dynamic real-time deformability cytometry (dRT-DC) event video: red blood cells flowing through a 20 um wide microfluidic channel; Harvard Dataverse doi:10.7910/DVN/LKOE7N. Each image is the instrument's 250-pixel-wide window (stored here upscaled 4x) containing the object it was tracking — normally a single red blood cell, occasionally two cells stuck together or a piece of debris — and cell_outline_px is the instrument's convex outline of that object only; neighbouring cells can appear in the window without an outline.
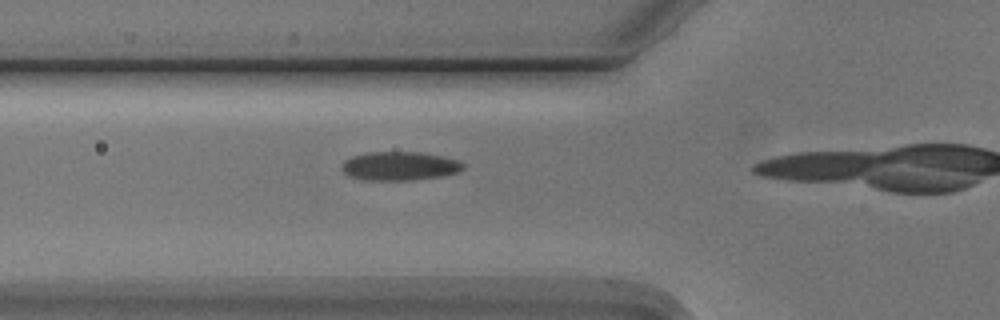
{"species": "Egyptian fruit bat (a non-hibernating species)", "species_latin": "Rousettus aegyptiacus", "temperature_condition": "cold", "stored_images_in_passage": 4, "camera_frame_rate_fps": 3000, "um_per_image_px": 0.085, "animal": {"sex": "male"}, "frame": {"image": 1, "passage_image": 3, "time_ms": 3.333, "image_size_px": [1000, 320], "cell_outline_px": [[464, 168], [456, 172], [440, 176], [412, 180], [364, 180], [348, 176], [340, 168], [344, 160], [352, 156], [364, 152], [424, 152], [444, 156], [460, 160], [464, 164]], "centroid_in_image_um": [33.94, 14.1], "position_along_channel_um": 91.9, "area_um2": 20.58}}